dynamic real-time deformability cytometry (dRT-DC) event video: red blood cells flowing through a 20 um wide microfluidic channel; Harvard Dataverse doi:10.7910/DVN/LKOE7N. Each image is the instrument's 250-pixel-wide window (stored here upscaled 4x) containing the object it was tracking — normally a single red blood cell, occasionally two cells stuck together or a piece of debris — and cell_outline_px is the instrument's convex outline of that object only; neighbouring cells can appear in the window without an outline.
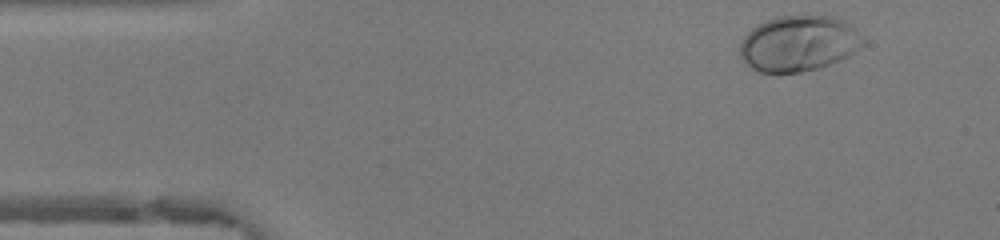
{"species": "human", "species_latin": "Homo sapiens", "temperature_condition": "warm", "stored_images_in_passage": 38, "camera_frame_rate_fps": 3000, "um_per_image_px": 0.085, "donor": {"sex": "female"}, "frame": {"image": 1, "passage_image": 2, "time_ms": 0.333, "image_size_px": [1000, 240], "cell_outline_px": [[864, 44], [860, 48], [848, 56], [820, 68], [804, 72], [756, 72], [744, 64], [740, 56], [740, 44], [744, 36], [752, 28], [776, 16], [832, 16], [840, 20], [864, 40]], "centroid_in_image_um": [67.81, 3.73], "position_along_channel_um": 17.2, "area_um2": 39.54}}
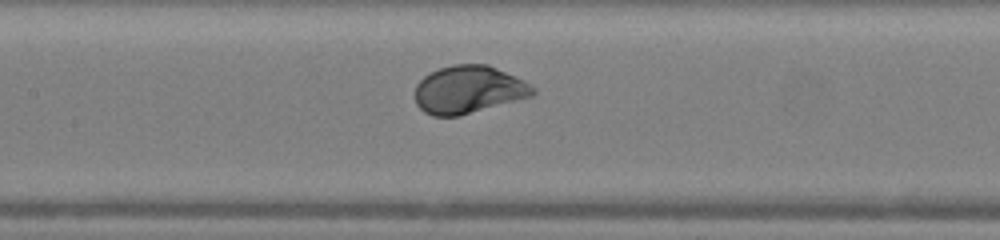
{"frame": {"image": 2, "passage_image": 19, "time_ms": 6.0, "image_size_px": [1000, 240], "cell_outline_px": [[536, 92], [532, 96], [460, 116], [432, 116], [424, 112], [416, 104], [416, 84], [424, 76], [440, 68], [452, 64], [488, 64], [524, 80], [536, 88]], "centroid_in_image_um": [39.84, 7.62], "position_along_channel_um": 167.6, "area_um2": 32.83}}
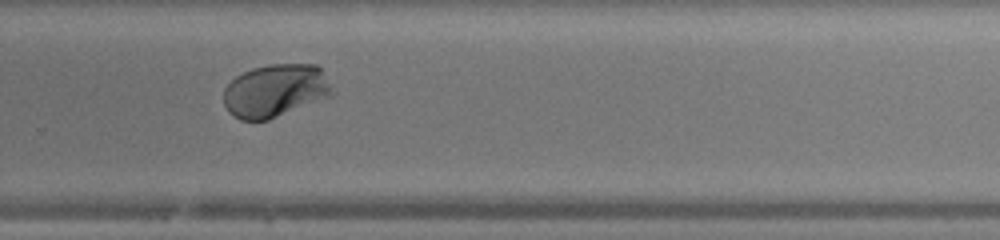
{"frame": {"image": 3, "passage_image": 29, "time_ms": 9.333, "image_size_px": [1000, 240], "cell_outline_px": [[332, 96], [268, 120], [240, 120], [228, 112], [224, 104], [224, 88], [236, 76], [252, 68], [268, 64], [316, 64], [320, 68], [332, 92]], "centroid_in_image_um": [23.36, 7.71], "position_along_channel_um": 306.4, "area_um2": 33.29}, "authors_computed_cell_mechanics": {"area_um2": 33.235, "velocity_mm_per_s": 4.1792, "shape_relaxation_time_tau1_ms": 1.9167, "shape_relaxation_time_tau2_ms": null, "deformation_change_tau1": 0.1486, "deformation_change_tau2": null}}